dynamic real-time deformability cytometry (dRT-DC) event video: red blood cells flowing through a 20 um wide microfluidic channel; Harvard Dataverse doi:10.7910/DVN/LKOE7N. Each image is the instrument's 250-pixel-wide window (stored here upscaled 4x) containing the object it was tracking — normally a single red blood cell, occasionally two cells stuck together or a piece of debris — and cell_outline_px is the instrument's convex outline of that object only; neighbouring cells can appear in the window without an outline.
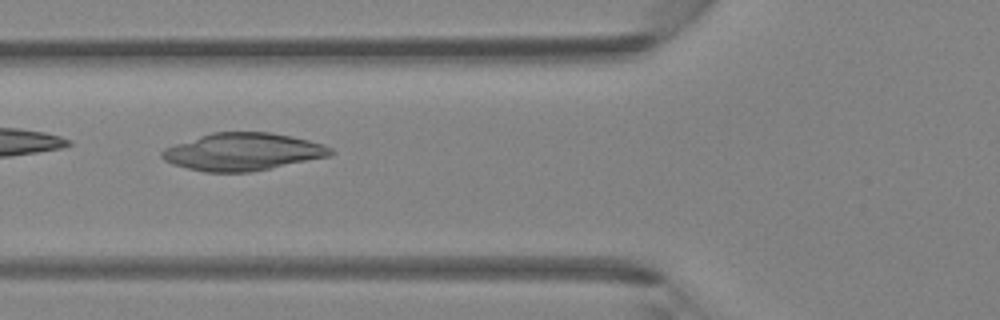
{"species": "Egyptian fruit bat (a non-hibernating species)", "species_latin": "Rousettus aegyptiacus", "temperature_condition": "room temperature", "stored_images_in_passage": 7, "camera_frame_rate_fps": 3000, "um_per_image_px": 0.085, "animal": {"sex": "female"}, "frame": {"image": 1, "passage_image": 6, "time_ms": 1.667, "image_size_px": [1000, 320], "cell_outline_px": [[336, 152], [328, 156], [248, 172], [204, 172], [172, 164], [164, 160], [160, 156], [160, 152], [164, 148], [212, 132], [268, 132], [292, 136], [324, 144], [332, 148]], "centroid_in_image_um": [20.62, 12.89], "position_along_channel_um": 105.2, "area_um2": 36.47}}
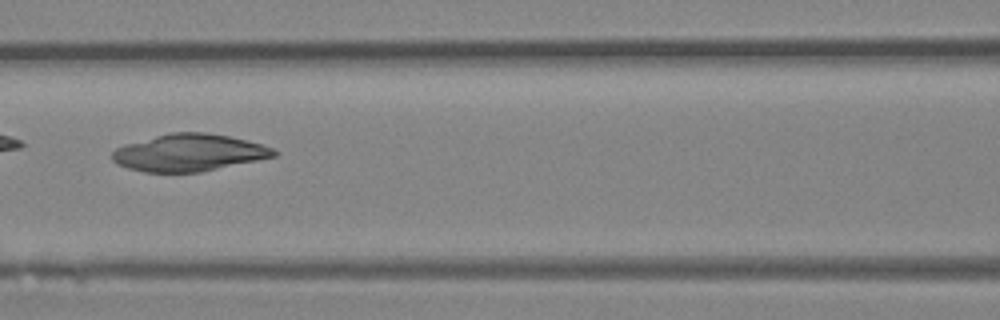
{"frame": {"image": 2, "passage_image": 7, "time_ms": 2.0, "image_size_px": [1000, 320], "cell_outline_px": [[280, 152], [276, 156], [200, 172], [144, 172], [128, 168], [116, 164], [112, 160], [112, 152], [116, 148], [124, 144], [172, 132], [204, 132], [228, 136], [264, 144]], "centroid_in_image_um": [16.06, 12.98], "position_along_channel_um": 150.5, "area_um2": 34.91}}